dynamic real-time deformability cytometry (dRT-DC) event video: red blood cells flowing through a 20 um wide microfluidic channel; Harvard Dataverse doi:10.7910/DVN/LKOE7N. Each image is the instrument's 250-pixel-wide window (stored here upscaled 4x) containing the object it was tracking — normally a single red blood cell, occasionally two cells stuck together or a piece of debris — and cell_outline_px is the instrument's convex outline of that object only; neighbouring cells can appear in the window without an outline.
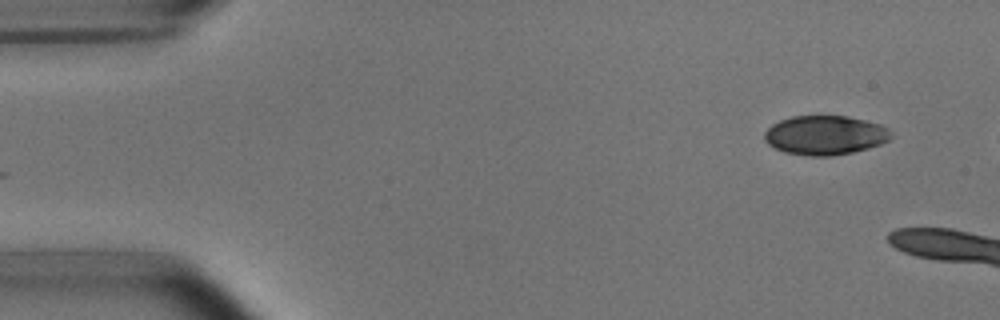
{"species": "common noctule bat (a hibernating species)", "species_latin": "Nyctalus noctula", "temperature_condition": "room temperature", "stored_images_in_passage": 7, "camera_frame_rate_fps": 3000, "um_per_image_px": 0.085, "animal": {"sex": "male", "body_mass_g": 15.6}, "frame": {"image": 1, "passage_image": 1, "time_ms": 0.0, "image_size_px": [1000, 320], "cell_outline_px": [[892, 136], [888, 140], [880, 144], [868, 148], [852, 152], [828, 156], [808, 156], [784, 152], [768, 144], [764, 140], [764, 132], [772, 124], [780, 120], [792, 116], [848, 116], [880, 124], [888, 128], [892, 132]], "centroid_in_image_um": [70.12, 11.49], "position_along_channel_um": 14.9, "area_um2": 28.96}}